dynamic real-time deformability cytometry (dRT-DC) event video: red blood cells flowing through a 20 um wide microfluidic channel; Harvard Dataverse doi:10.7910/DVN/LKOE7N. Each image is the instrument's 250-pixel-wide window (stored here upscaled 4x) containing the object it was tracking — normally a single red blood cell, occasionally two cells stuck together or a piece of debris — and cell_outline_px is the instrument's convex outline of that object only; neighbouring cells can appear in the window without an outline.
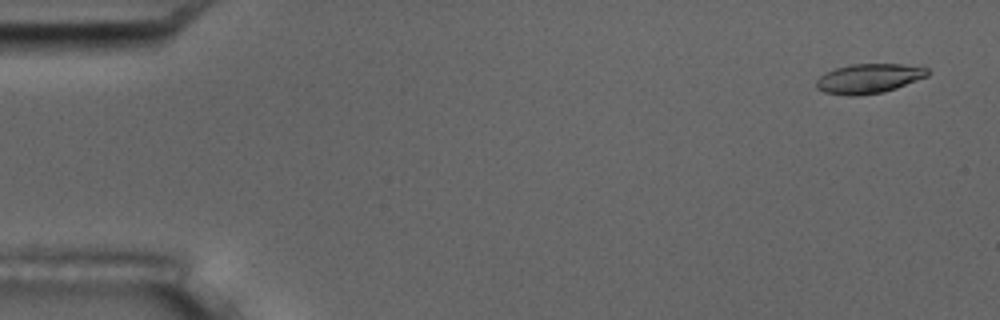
{"species": "common noctule bat (a hibernating species)", "species_latin": "Nyctalus noctula", "temperature_condition": "room temperature", "stored_images_in_passage": 4, "camera_frame_rate_fps": 3000, "um_per_image_px": 0.085, "animal": {"sex": "male", "body_mass_g": 17.5, "forearm_length_mm": 52.3}, "frame": {"image": 1, "passage_image": 1, "time_ms": 0.0, "image_size_px": [1000, 320], "cell_outline_px": [[932, 72], [928, 76], [896, 88], [884, 92], [856, 96], [848, 96], [824, 92], [816, 88], [816, 80], [820, 76], [836, 68], [848, 64], [900, 64], [928, 68]], "centroid_in_image_um": [73.86, 6.68], "position_along_channel_um": 11.1, "area_um2": 19.25}}
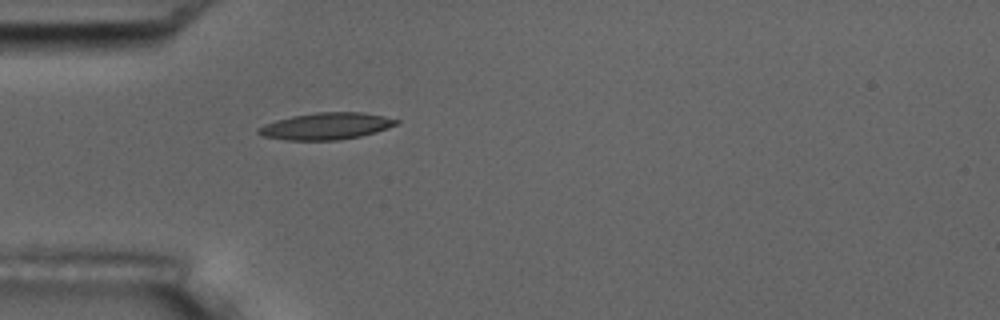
{"frame": {"image": 2, "passage_image": 4, "time_ms": 4.667, "image_size_px": [1000, 320], "cell_outline_px": [[400, 120], [396, 124], [388, 128], [376, 132], [360, 136], [340, 140], [284, 140], [260, 136], [256, 132], [256, 128], [264, 124], [276, 120], [292, 116], [316, 112], [364, 112], [384, 116]], "centroid_in_image_um": [27.68, 10.72], "position_along_channel_um": 57.3, "area_um2": 21.73}}